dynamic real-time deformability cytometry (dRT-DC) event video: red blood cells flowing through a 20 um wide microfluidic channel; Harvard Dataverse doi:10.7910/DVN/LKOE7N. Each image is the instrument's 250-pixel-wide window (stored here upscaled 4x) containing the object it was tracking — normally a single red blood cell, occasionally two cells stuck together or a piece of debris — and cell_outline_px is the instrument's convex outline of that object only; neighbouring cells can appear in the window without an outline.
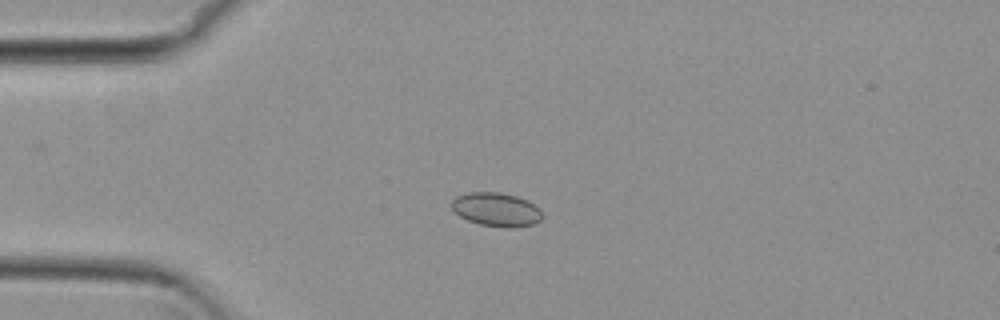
{"species": "common noctule bat (a hibernating species)", "species_latin": "Nyctalus noctula", "temperature_condition": "cold", "stored_images_in_passage": 53, "camera_frame_rate_fps": 3000, "um_per_image_px": 0.085, "animal": {"sex": "female", "body_mass_g": 29.2, "forearm_length_mm": 56.3}, "frame": {"image": 1, "passage_image": 13, "time_ms": 4.0, "image_size_px": [1000, 320], "cell_outline_px": [[544, 216], [540, 220], [532, 224], [516, 228], [504, 228], [480, 224], [468, 220], [460, 216], [452, 208], [452, 200], [456, 196], [468, 192], [500, 192], [516, 196], [528, 200], [540, 208]], "centroid_in_image_um": [42.22, 17.81], "position_along_channel_um": 42.8, "area_um2": 17.98}}
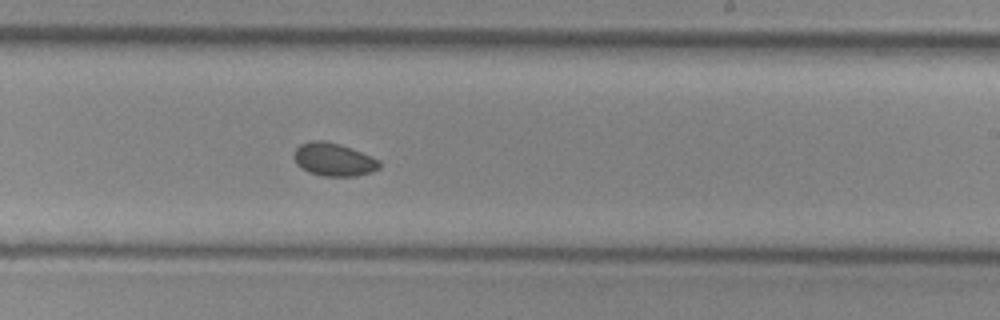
{"frame": {"image": 2, "passage_image": 32, "time_ms": 10.333, "image_size_px": [1000, 320], "cell_outline_px": [[380, 168], [372, 172], [356, 176], [320, 176], [308, 172], [300, 168], [296, 164], [292, 156], [296, 148], [300, 144], [312, 140], [324, 140], [340, 144], [380, 160]], "centroid_in_image_um": [28.32, 13.57], "position_along_channel_um": 260.7, "area_um2": 16.65}}
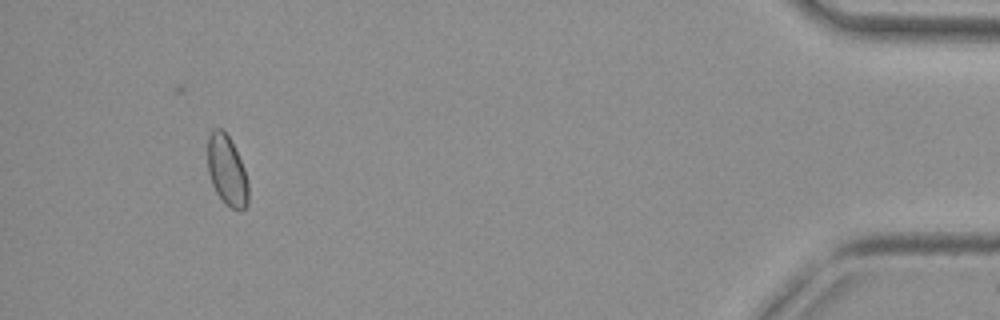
{"frame": {"image": 3, "passage_image": 50, "time_ms": 16.333, "image_size_px": [1000, 320], "cell_outline_px": [[248, 204], [240, 212], [224, 204], [216, 192], [212, 184], [208, 172], [208, 136], [212, 128], [220, 128], [228, 136], [244, 168], [248, 180]], "centroid_in_image_um": [19.29, 14.53], "position_along_channel_um": 415.9, "area_um2": 16.65}, "authors_computed_cell_mechanics": {"area_um2": 16.6464, "velocity_mm_per_s": 3.7976, "shape_relaxation_time_tau1_ms": null, "shape_relaxation_time_tau2_ms": 2.7482, "deformation_change_tau1": null, "deformation_change_tau2": 0.0367}}